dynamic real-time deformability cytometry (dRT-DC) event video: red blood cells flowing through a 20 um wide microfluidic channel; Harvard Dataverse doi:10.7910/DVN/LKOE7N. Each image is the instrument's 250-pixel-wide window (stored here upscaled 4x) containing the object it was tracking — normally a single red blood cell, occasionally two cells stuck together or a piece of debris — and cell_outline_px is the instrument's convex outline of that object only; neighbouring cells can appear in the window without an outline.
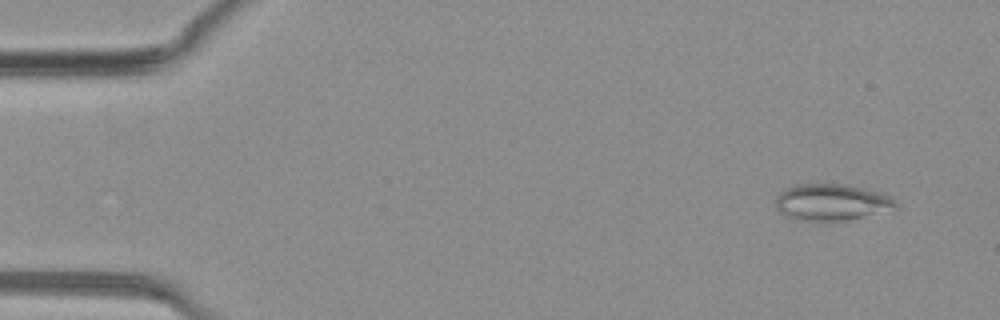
{"species": "common noctule bat (a hibernating species)", "species_latin": "Nyctalus noctula", "temperature_condition": "warm", "stored_images_in_passage": 44, "camera_frame_rate_fps": 3000, "um_per_image_px": 0.085, "animal": {"sex": "female", "body_mass_g": 19.3, "forearm_length_mm": 54.1}, "frame": {"image": 1, "passage_image": 3, "time_ms": 0.667, "image_size_px": [1000, 320], "cell_outline_px": [[900, 208], [848, 220], [796, 220], [780, 212], [776, 208], [776, 196], [784, 188], [796, 184], [848, 184], [868, 188], [880, 192], [888, 196]], "centroid_in_image_um": [70.69, 17.17], "position_along_channel_um": 14.3, "area_um2": 25.66}}
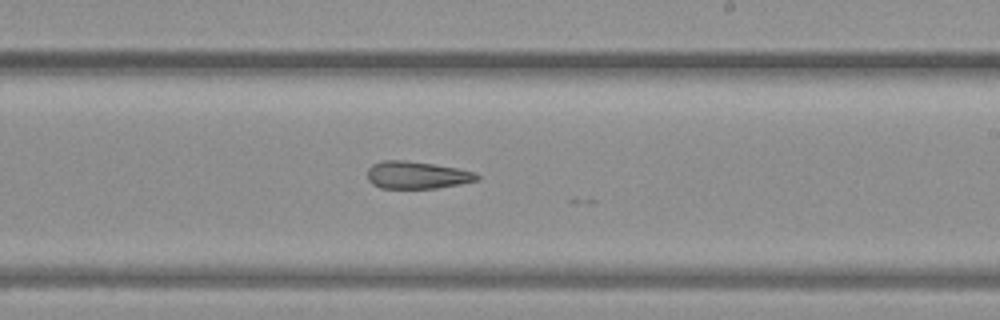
{"frame": {"image": 2, "passage_image": 26, "time_ms": 8.333, "image_size_px": [1000, 320], "cell_outline_px": [[480, 180], [460, 184], [436, 188], [380, 188], [372, 184], [368, 180], [368, 168], [372, 164], [384, 160], [404, 160], [432, 164], [456, 168], [476, 172], [480, 176]], "centroid_in_image_um": [35.44, 14.88], "position_along_channel_um": 253.6, "area_um2": 17.51}}
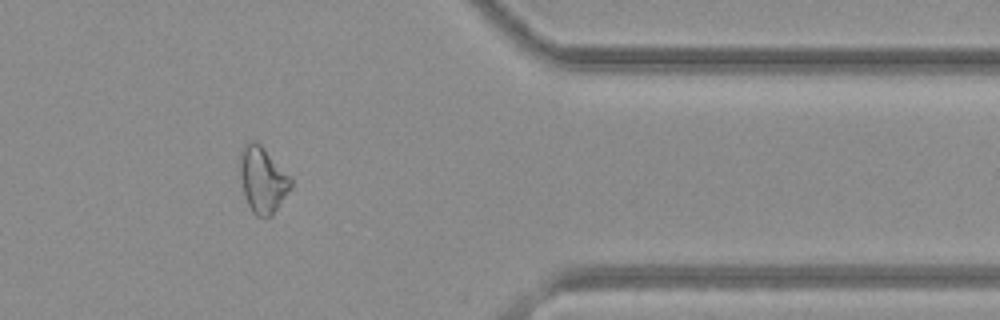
{"frame": {"image": 3, "passage_image": 36, "time_ms": 11.667, "image_size_px": [1000, 320], "cell_outline_px": [[292, 188], [272, 216], [256, 216], [252, 212], [244, 196], [240, 176], [240, 152], [244, 144], [248, 140], [256, 140], [260, 144], [292, 180]], "centroid_in_image_um": [22.3, 15.29], "position_along_channel_um": 389.1, "area_um2": 19.48}}